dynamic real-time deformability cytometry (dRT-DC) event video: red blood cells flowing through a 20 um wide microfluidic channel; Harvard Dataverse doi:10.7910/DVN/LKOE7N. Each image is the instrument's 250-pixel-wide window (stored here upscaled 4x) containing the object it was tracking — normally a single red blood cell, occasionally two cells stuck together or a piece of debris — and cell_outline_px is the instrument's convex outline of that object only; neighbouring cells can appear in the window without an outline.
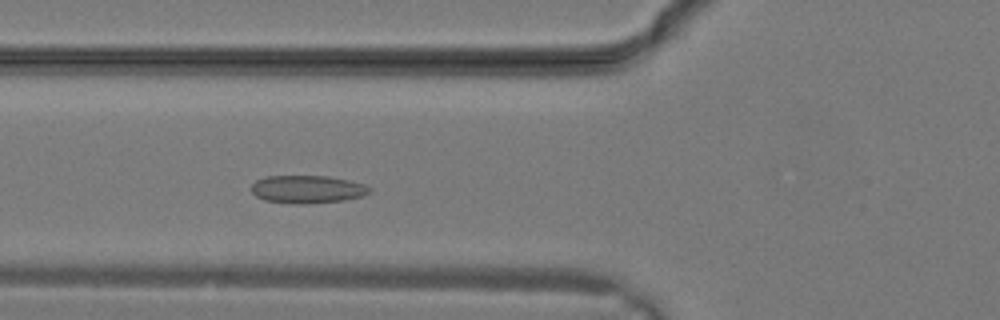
{"species": "common noctule bat (a hibernating species)", "species_latin": "Nyctalus noctula", "temperature_condition": "warm", "stored_images_in_passage": 7, "camera_frame_rate_fps": 3000, "um_per_image_px": 0.085, "animal": {"sex": "male", "body_mass_g": 19.2, "forearm_length_mm": 51.8}, "frame": {"image": 1, "passage_image": 7, "time_ms": 2.0, "image_size_px": [1000, 320], "cell_outline_px": [[372, 188], [368, 192], [360, 196], [344, 200], [292, 204], [264, 200], [256, 196], [252, 192], [252, 184], [256, 180], [264, 176], [328, 176], [348, 180], [364, 184]], "centroid_in_image_um": [26.08, 16.07], "position_along_channel_um": 99.7, "area_um2": 18.96}}